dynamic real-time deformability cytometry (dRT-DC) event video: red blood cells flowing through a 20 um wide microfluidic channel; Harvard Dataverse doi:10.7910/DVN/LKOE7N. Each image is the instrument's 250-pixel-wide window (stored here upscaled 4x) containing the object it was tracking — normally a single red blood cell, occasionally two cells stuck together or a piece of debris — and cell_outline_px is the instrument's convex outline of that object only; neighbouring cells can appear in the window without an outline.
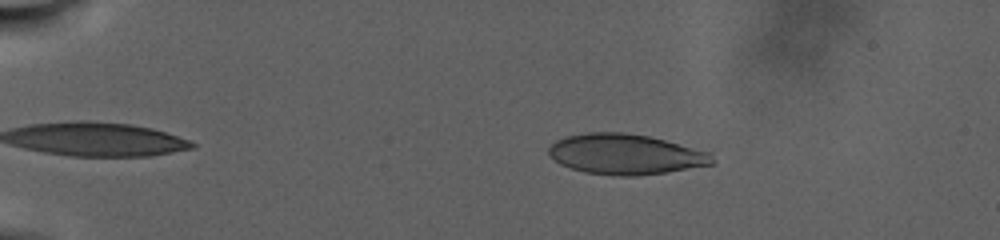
{"species": "human", "species_latin": "Homo sapiens", "temperature_condition": "warm", "stored_images_in_passage": 64, "camera_frame_rate_fps": 3000, "um_per_image_px": 0.085, "donor": {"sex": "male"}, "frame": {"image": 1, "passage_image": 7, "time_ms": 1.667, "image_size_px": [1000, 240], "cell_outline_px": [[716, 160], [712, 164], [664, 172], [632, 176], [616, 176], [584, 172], [560, 164], [548, 152], [548, 148], [556, 140], [568, 136], [588, 132], [624, 132], [648, 136], [712, 152]], "centroid_in_image_um": [53.19, 13.1], "position_along_channel_um": 31.8, "area_um2": 38.26}}
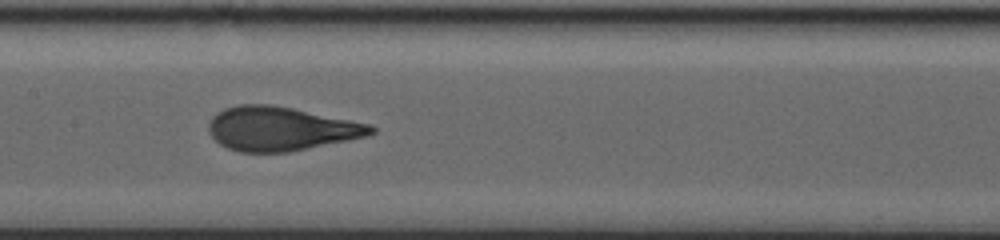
{"frame": {"image": 2, "passage_image": 40, "time_ms": 12.667, "image_size_px": [1000, 240], "cell_outline_px": [[376, 132], [368, 136], [288, 152], [240, 152], [228, 148], [220, 144], [208, 132], [208, 124], [212, 116], [216, 112], [224, 108], [240, 104], [272, 104], [372, 124], [376, 128]], "centroid_in_image_um": [23.86, 10.93], "position_along_channel_um": 183.5, "area_um2": 41.67}}
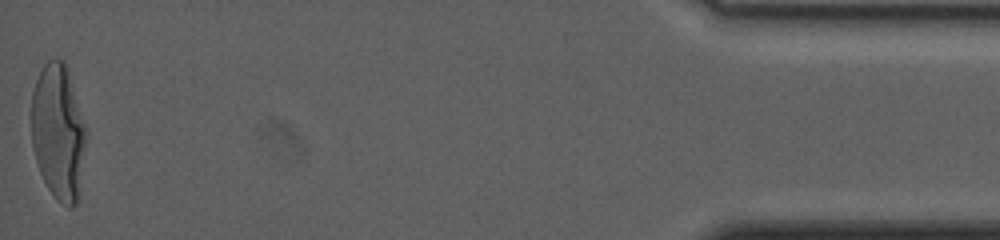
{"frame": {"image": 3, "passage_image": 64, "time_ms": 27.333, "image_size_px": [1000, 240], "cell_outline_px": [[88, 132], [76, 204], [72, 208], [68, 208], [60, 204], [56, 200], [48, 188], [40, 172], [32, 148], [32, 92], [36, 80], [44, 64], [48, 60], [64, 60], [68, 68]], "centroid_in_image_um": [4.97, 11.22], "position_along_channel_um": 430.2, "area_um2": 43.47}, "authors_computed_cell_mechanics": {"area_um2": 40.46, "velocity_mm_per_s": 2.2217, "shape_relaxation_time_tau1_ms": 9.7586, "shape_relaxation_time_tau2_ms": null, "deformation_change_tau1": 0.2552, "deformation_change_tau2": null}}